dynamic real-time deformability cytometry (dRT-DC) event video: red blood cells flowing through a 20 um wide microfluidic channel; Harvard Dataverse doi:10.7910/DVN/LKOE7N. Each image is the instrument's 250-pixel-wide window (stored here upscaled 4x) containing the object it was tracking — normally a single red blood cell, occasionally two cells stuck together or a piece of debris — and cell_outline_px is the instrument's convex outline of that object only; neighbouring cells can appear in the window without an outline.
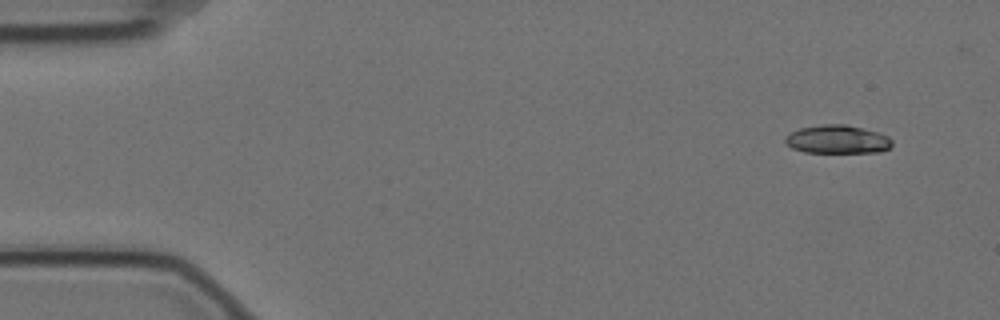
{"species": "Egyptian fruit bat (a non-hibernating species)", "species_latin": "Rousettus aegyptiacus", "temperature_condition": "cold", "stored_images_in_passage": 46, "camera_frame_rate_fps": 3000, "um_per_image_px": 0.085, "animal": {"sex": "female"}, "frame": {"image": 1, "passage_image": 1, "time_ms": 0.0, "image_size_px": [1000, 320], "cell_outline_px": [[892, 144], [888, 148], [880, 152], [804, 152], [792, 148], [784, 140], [784, 136], [800, 128], [824, 124], [848, 124], [864, 128], [888, 136], [892, 140]], "centroid_in_image_um": [71.18, 11.84], "position_along_channel_um": 13.8, "area_um2": 17.63}}
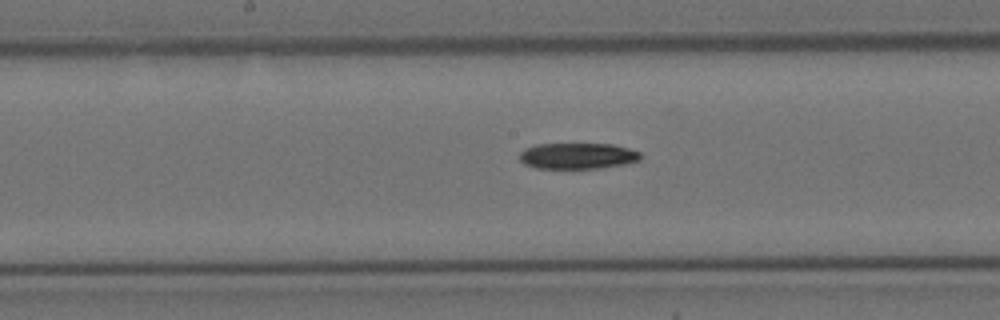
{"frame": {"image": 2, "passage_image": 26, "time_ms": 8.333, "image_size_px": [1000, 320], "cell_outline_px": [[640, 160], [624, 164], [600, 168], [536, 168], [524, 164], [520, 160], [520, 152], [524, 148], [536, 144], [612, 144], [628, 148], [640, 152]], "centroid_in_image_um": [49.07, 13.25], "position_along_channel_um": 199.1, "area_um2": 18.32}}
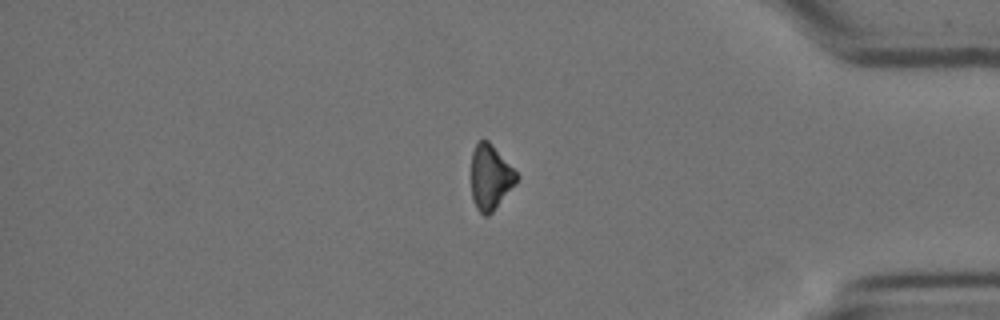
{"frame": {"image": 3, "passage_image": 45, "time_ms": 14.667, "image_size_px": [1000, 320], "cell_outline_px": [[520, 176], [516, 184], [492, 212], [488, 216], [484, 216], [476, 208], [472, 200], [472, 152], [476, 144], [480, 140], [488, 140], [492, 144]], "centroid_in_image_um": [41.69, 15.08], "position_along_channel_um": 393.5, "area_um2": 17.17}}